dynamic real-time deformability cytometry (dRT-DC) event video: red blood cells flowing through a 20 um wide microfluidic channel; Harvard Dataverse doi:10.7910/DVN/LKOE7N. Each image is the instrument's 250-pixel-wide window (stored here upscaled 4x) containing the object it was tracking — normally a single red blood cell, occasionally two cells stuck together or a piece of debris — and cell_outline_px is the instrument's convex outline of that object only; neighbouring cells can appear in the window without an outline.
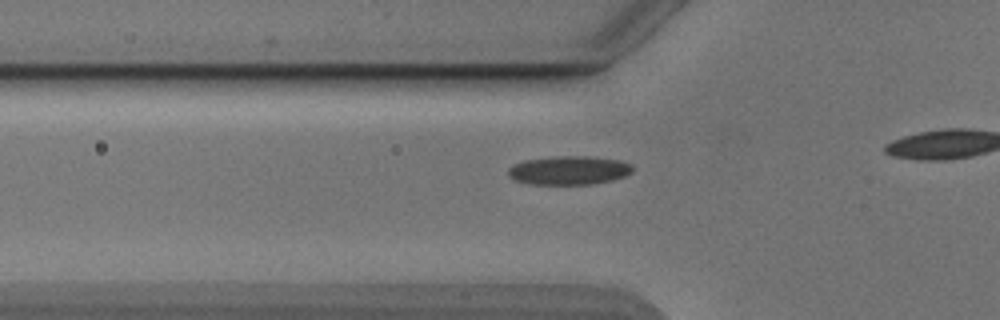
{"species": "Egyptian fruit bat (a non-hibernating species)", "species_latin": "Rousettus aegyptiacus", "temperature_condition": "cold", "stored_images_in_passage": 17, "camera_frame_rate_fps": 3000, "um_per_image_px": 0.085, "animal": {"sex": "male"}, "frame": {"image": 1, "passage_image": 8, "time_ms": 2.333, "image_size_px": [1000, 320], "cell_outline_px": [[632, 172], [624, 176], [612, 180], [592, 184], [532, 184], [516, 180], [508, 176], [508, 168], [512, 164], [524, 160], [556, 156], [584, 156], [620, 160], [632, 164]], "centroid_in_image_um": [48.34, 14.47], "position_along_channel_um": 77.5, "area_um2": 20.81}}
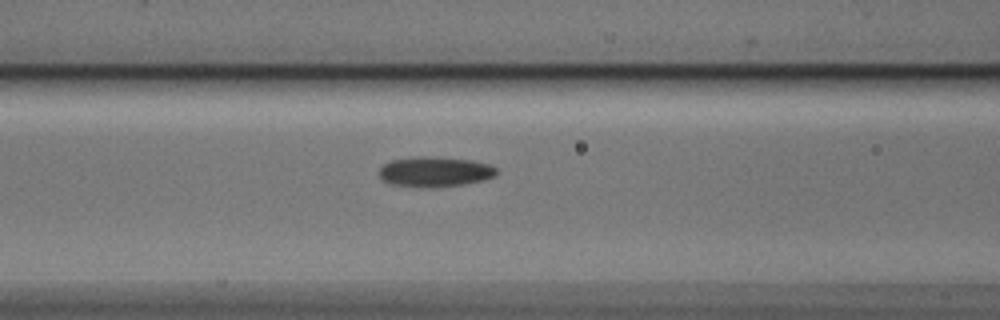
{"frame": {"image": 2, "passage_image": 12, "time_ms": 3.667, "image_size_px": [1000, 320], "cell_outline_px": [[496, 176], [484, 180], [464, 184], [432, 188], [420, 188], [392, 184], [384, 180], [380, 176], [380, 168], [384, 164], [392, 160], [468, 160], [488, 164], [496, 168]], "centroid_in_image_um": [37.0, 14.69], "position_along_channel_um": 129.6, "area_um2": 19.31}}
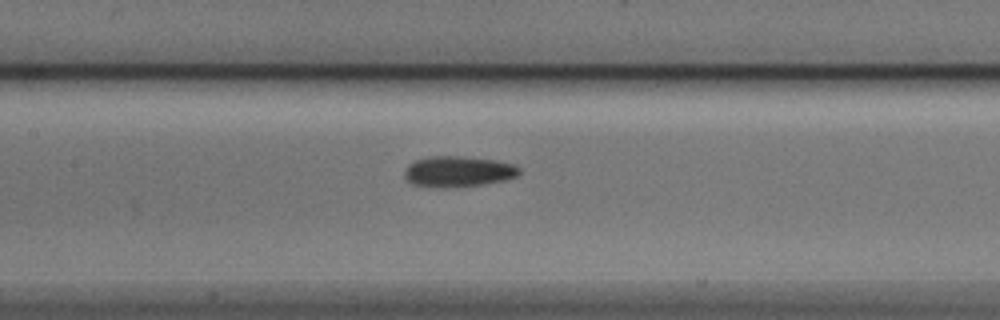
{"frame": {"image": 3, "passage_image": 15, "time_ms": 4.667, "image_size_px": [1000, 320], "cell_outline_px": [[520, 172], [516, 176], [504, 180], [484, 184], [456, 188], [440, 188], [412, 184], [404, 176], [404, 168], [408, 164], [416, 160], [428, 156], [460, 156], [496, 160], [516, 164], [520, 168]], "centroid_in_image_um": [38.93, 14.58], "position_along_channel_um": 168.5, "area_um2": 20.92}}